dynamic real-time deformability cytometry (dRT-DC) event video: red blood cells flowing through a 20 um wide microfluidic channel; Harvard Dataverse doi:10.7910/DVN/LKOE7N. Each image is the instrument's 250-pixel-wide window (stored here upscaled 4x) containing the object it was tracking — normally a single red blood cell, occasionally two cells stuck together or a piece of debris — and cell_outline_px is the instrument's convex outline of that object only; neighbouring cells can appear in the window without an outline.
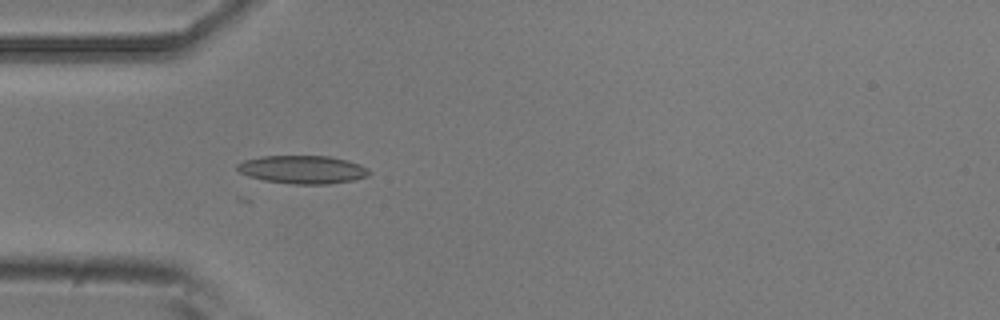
{"species": "common noctule bat (a hibernating species)", "species_latin": "Nyctalus noctula", "temperature_condition": "room temperature", "stored_images_in_passage": 4, "camera_frame_rate_fps": 3000, "um_per_image_px": 0.085, "animal": {"sex": "male", "body_mass_g": 20.5, "forearm_length_mm": 52.5}, "frame": {"image": 1, "passage_image": 4, "time_ms": 1.0, "image_size_px": [1000, 320], "cell_outline_px": [[372, 172], [368, 176], [356, 180], [328, 184], [292, 184], [264, 180], [248, 176], [240, 172], [236, 168], [236, 164], [244, 160], [264, 156], [328, 156], [360, 164], [368, 168]], "centroid_in_image_um": [25.74, 14.42], "position_along_channel_um": 59.3, "area_um2": 21.68}}